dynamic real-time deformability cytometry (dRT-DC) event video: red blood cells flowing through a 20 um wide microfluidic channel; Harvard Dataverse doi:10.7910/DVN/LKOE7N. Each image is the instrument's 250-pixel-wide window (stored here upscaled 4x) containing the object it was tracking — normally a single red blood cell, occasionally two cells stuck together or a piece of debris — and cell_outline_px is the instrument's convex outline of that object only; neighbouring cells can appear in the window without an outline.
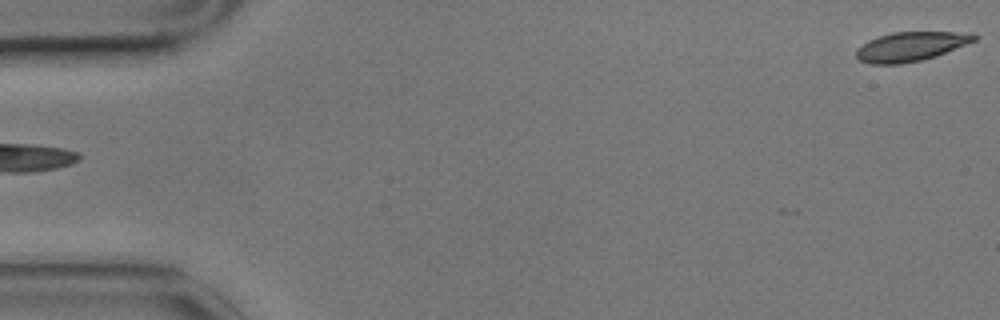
{"species": "common noctule bat (a hibernating species)", "species_latin": "Nyctalus noctula", "temperature_condition": "cold", "stored_images_in_passage": 4, "segment_of_instrument_passage": [2, 2], "camera_frame_rate_fps": 3000, "um_per_image_px": 0.085, "animal": {"sex": "male", "body_mass_g": 17.9}, "frame": {"image": 1, "passage_image": 4, "time_ms": 1.0, "image_size_px": [1000, 320], "cell_outline_px": [[976, 40], [936, 56], [920, 60], [900, 64], [868, 64], [860, 60], [856, 56], [856, 48], [868, 40], [892, 32], [972, 32], [976, 36]], "centroid_in_image_um": [77.39, 3.95], "position_along_channel_um": 7.6, "area_um2": 20.06}}